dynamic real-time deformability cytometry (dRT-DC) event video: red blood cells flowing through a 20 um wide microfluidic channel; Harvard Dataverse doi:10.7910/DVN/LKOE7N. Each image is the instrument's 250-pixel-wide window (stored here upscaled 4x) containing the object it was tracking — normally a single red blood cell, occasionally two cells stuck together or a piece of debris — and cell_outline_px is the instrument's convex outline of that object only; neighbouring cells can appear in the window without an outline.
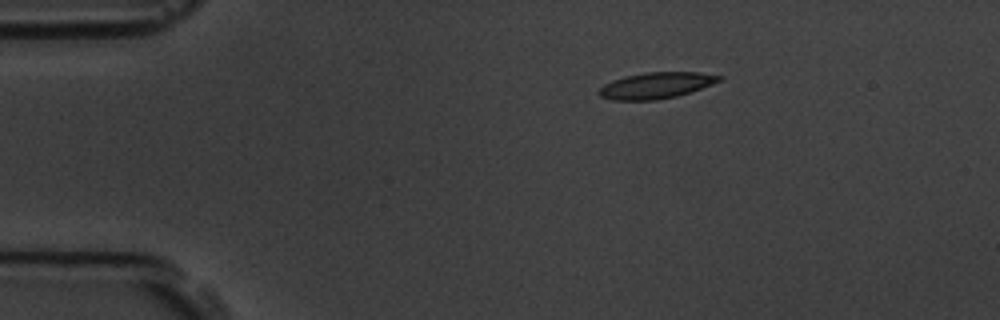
{"species": "common noctule bat (a hibernating species)", "species_latin": "Nyctalus noctula", "temperature_condition": "room temperature", "stored_images_in_passage": 5, "camera_frame_rate_fps": 3000, "um_per_image_px": 0.085, "animal": {"sex": "male", "body_mass_g": 19.5, "forearm_length_mm": 54.6}, "frame": {"image": 1, "passage_image": 3, "time_ms": 3.0, "image_size_px": [1000, 320], "cell_outline_px": [[724, 80], [676, 96], [656, 100], [612, 100], [600, 96], [596, 92], [604, 84], [612, 80], [624, 76], [644, 72], [700, 72], [724, 76]], "centroid_in_image_um": [55.76, 7.25], "position_along_channel_um": 29.2, "area_um2": 18.44}}
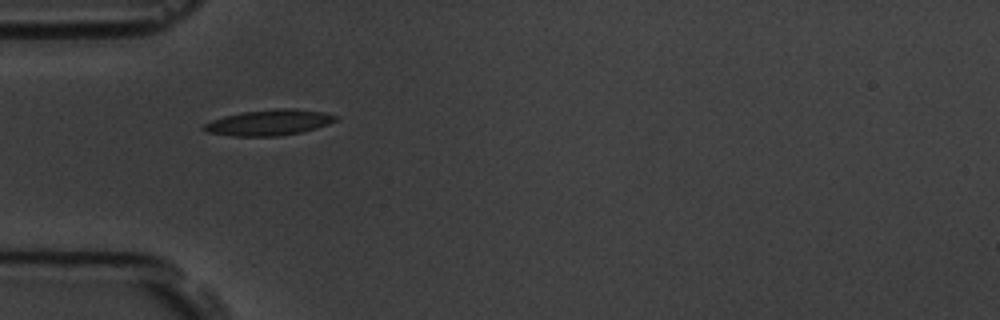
{"frame": {"image": 2, "passage_image": 5, "time_ms": 5.333, "image_size_px": [1000, 320], "cell_outline_px": [[336, 120], [328, 124], [316, 128], [300, 132], [276, 136], [232, 136], [208, 132], [200, 128], [204, 124], [212, 120], [224, 116], [240, 112], [276, 108], [292, 108], [324, 112], [336, 116]], "centroid_in_image_um": [22.83, 10.41], "position_along_channel_um": 62.2, "area_um2": 19.71}}